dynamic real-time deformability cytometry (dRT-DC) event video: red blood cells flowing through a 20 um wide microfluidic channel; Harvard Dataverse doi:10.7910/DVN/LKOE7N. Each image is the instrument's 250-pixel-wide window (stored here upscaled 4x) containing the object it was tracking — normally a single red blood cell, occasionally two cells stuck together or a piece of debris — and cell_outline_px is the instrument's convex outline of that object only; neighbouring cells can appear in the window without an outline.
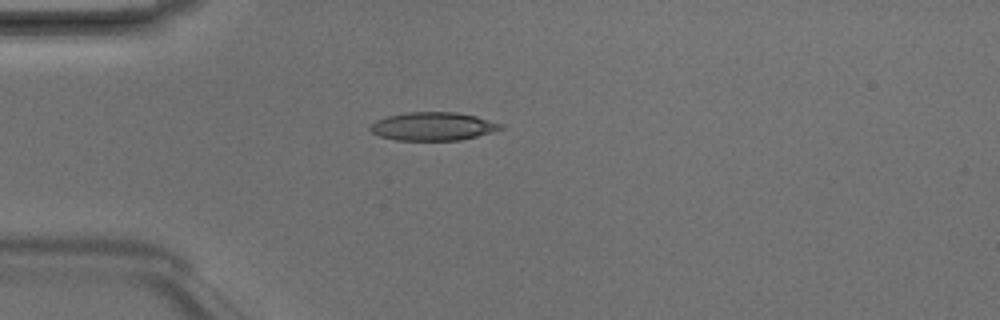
{"species": "Egyptian fruit bat (a non-hibernating species)", "species_latin": "Rousettus aegyptiacus", "temperature_condition": "room temperature", "stored_images_in_passage": 5, "camera_frame_rate_fps": 3000, "um_per_image_px": 0.085, "animal": {"sex": "male"}, "frame": {"image": 1, "passage_image": 4, "time_ms": 1.0, "image_size_px": [1000, 320], "cell_outline_px": [[504, 128], [492, 132], [460, 140], [396, 140], [380, 136], [372, 132], [368, 128], [376, 120], [388, 116], [408, 112], [456, 112], [476, 116], [504, 124]], "centroid_in_image_um": [36.82, 10.74], "position_along_channel_um": 48.2, "area_um2": 21.44}}